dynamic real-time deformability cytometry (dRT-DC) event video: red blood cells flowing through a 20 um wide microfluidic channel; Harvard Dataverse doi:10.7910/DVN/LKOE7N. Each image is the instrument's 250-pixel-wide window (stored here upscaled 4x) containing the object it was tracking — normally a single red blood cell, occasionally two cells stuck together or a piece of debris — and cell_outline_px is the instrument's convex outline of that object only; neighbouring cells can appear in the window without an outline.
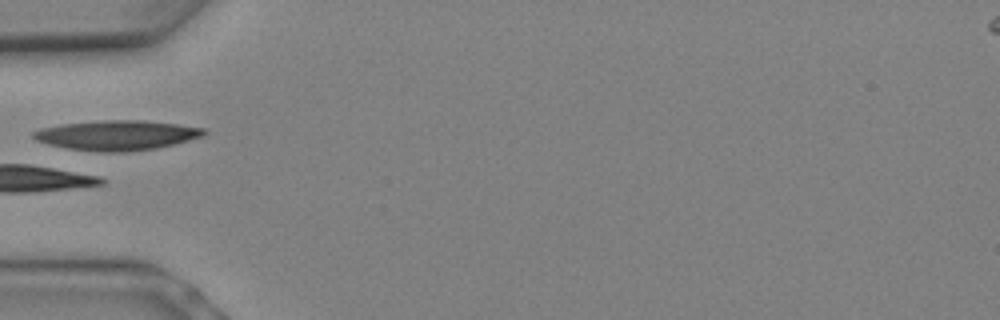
{"species": "Egyptian fruit bat (a non-hibernating species)", "species_latin": "Rousettus aegyptiacus", "temperature_condition": "warm", "stored_images_in_passage": 11, "camera_frame_rate_fps": 3000, "um_per_image_px": 0.085, "animal": {"sex": "female"}, "frame": {"image": 1, "passage_image": 8, "time_ms": 2.333, "image_size_px": [1000, 320], "cell_outline_px": [[208, 132], [204, 136], [176, 144], [156, 148], [128, 152], [100, 152], [68, 148], [48, 144], [36, 140], [32, 136], [32, 132], [40, 128], [60, 124], [104, 120], [140, 120], [176, 124], [204, 128]], "centroid_in_image_um": [9.95, 11.5], "position_along_channel_um": 75.1, "area_um2": 29.77}}